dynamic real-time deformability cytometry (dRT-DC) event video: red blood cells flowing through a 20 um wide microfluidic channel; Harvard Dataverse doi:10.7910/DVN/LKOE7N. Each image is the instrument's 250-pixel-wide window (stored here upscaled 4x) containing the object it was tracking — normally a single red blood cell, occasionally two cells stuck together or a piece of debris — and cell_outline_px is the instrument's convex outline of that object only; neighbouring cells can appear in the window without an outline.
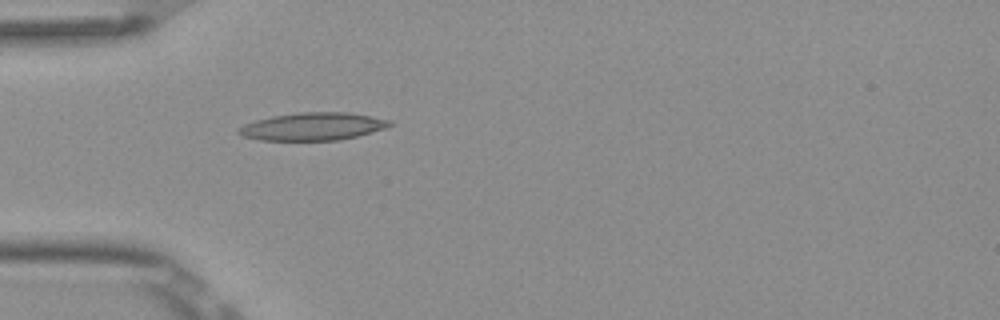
{"species": "Egyptian fruit bat (a non-hibernating species)", "species_latin": "Rousettus aegyptiacus", "temperature_condition": "room temperature", "stored_images_in_passage": 4, "camera_frame_rate_fps": 3000, "um_per_image_px": 0.085, "frame": {"image": 1, "passage_image": 4, "time_ms": 1.0, "image_size_px": [1000, 320], "cell_outline_px": [[392, 124], [384, 128], [356, 136], [340, 140], [260, 140], [244, 136], [236, 132], [236, 128], [244, 124], [256, 120], [272, 116], [300, 112], [348, 112], [392, 120]], "centroid_in_image_um": [26.56, 10.74], "position_along_channel_um": 58.4, "area_um2": 24.28}}